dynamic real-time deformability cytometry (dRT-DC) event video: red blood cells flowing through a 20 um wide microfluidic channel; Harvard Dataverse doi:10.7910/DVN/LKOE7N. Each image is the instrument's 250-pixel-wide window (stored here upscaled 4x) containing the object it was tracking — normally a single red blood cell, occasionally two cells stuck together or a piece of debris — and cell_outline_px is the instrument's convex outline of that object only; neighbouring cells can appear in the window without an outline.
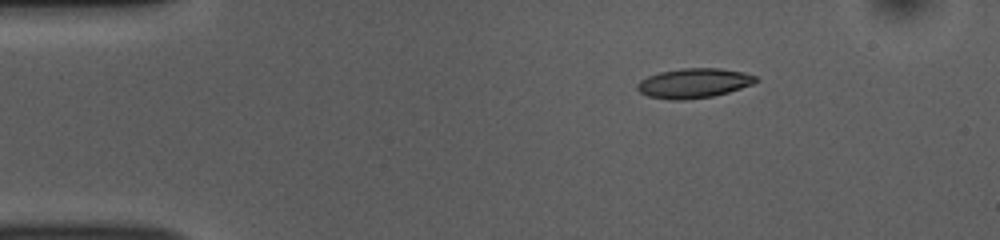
{"species": "common noctule bat (a hibernating species)", "species_latin": "Nyctalus noctula", "temperature_condition": "room temperature", "stored_images_in_passage": 45, "camera_frame_rate_fps": 3000, "um_per_image_px": 0.085, "animal": {"sex": "female", "body_mass_g": 10.0, "forearm_length_mm": 53.1}, "frame": {"image": 1, "passage_image": 1, "time_ms": 0.0, "image_size_px": [1000, 240], "cell_outline_px": [[756, 80], [752, 84], [728, 92], [712, 96], [684, 100], [672, 100], [648, 96], [640, 92], [636, 88], [636, 84], [640, 80], [648, 76], [660, 72], [684, 68], [720, 68], [744, 72], [756, 76]], "centroid_in_image_um": [58.94, 7.06], "position_along_channel_um": 26.1, "area_um2": 20.35}}
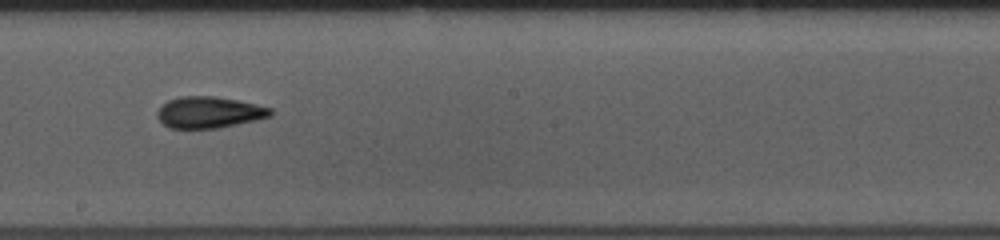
{"frame": {"image": 2, "passage_image": 22, "time_ms": 7.0, "image_size_px": [1000, 240], "cell_outline_px": [[272, 116], [256, 120], [220, 128], [168, 128], [156, 116], [156, 112], [160, 104], [168, 100], [180, 96], [212, 96], [236, 100], [256, 104], [272, 108]], "centroid_in_image_um": [17.74, 9.55], "position_along_channel_um": 230.5, "area_um2": 20.87}}
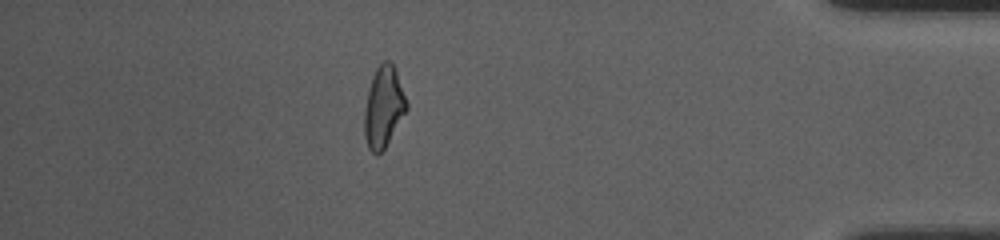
{"frame": {"image": 3, "passage_image": 39, "time_ms": 12.667, "image_size_px": [1000, 240], "cell_outline_px": [[408, 108], [384, 148], [376, 156], [368, 148], [364, 136], [364, 108], [372, 76], [376, 68], [384, 60], [388, 60], [392, 64], [396, 72], [408, 104]], "centroid_in_image_um": [32.58, 9.1], "position_along_channel_um": 402.6, "area_um2": 19.65}, "authors_computed_cell_mechanics": {"area_um2": 20.1722, "velocity_mm_per_s": 3.785, "shape_relaxation_time_tau1_ms": 4.8843, "shape_relaxation_time_tau2_ms": 4.1394, "deformation_change_tau1": 0.1443, "deformation_change_tau2": 0.1215}}